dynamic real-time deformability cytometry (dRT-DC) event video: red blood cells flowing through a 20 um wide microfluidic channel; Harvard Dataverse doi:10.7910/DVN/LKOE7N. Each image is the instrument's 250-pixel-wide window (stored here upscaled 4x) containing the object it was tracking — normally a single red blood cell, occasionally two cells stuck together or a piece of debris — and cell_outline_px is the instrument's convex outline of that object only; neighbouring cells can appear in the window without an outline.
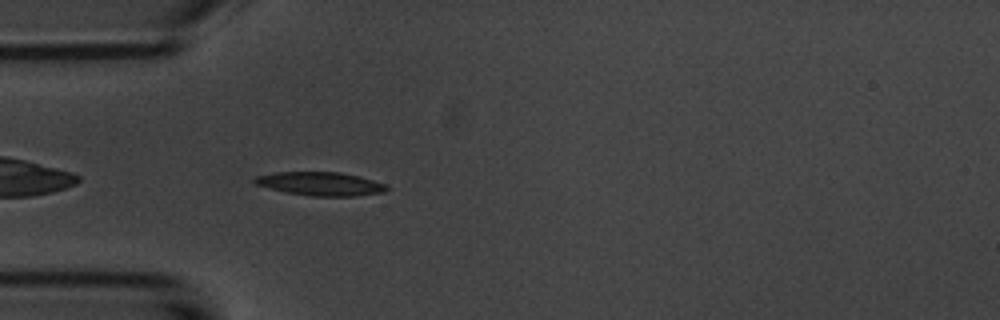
{"species": "common noctule bat (a hibernating species)", "species_latin": "Nyctalus noctula", "temperature_condition": "room temperature", "stored_images_in_passage": 37, "camera_frame_rate_fps": 3000, "um_per_image_px": 0.085, "animal": {"sex": "male", "body_mass_g": 20.1, "forearm_length_mm": 53.5}, "frame": {"image": 1, "passage_image": 3, "time_ms": 0.667, "image_size_px": [1000, 320], "cell_outline_px": [[388, 188], [384, 192], [356, 196], [312, 196], [288, 192], [256, 184], [252, 180], [256, 176], [276, 172], [340, 172], [360, 176], [388, 184]], "centroid_in_image_um": [27.31, 15.61], "position_along_channel_um": 57.7, "area_um2": 18.03}}
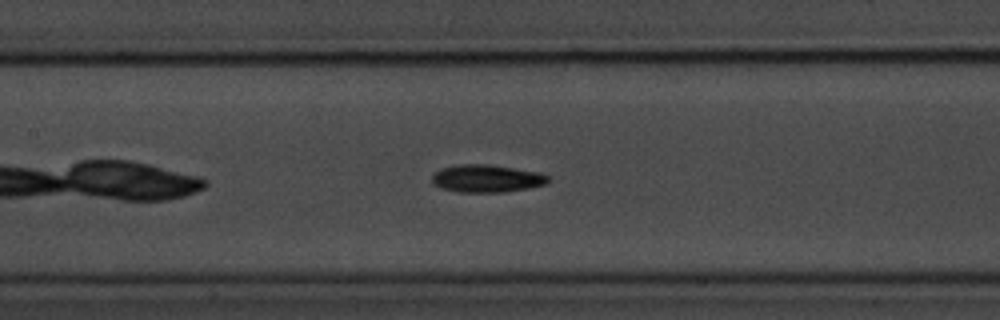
{"frame": {"image": 2, "passage_image": 12, "time_ms": 3.667, "image_size_px": [1000, 320], "cell_outline_px": [[552, 180], [548, 184], [528, 188], [504, 192], [456, 192], [440, 188], [432, 184], [432, 176], [440, 168], [460, 164], [488, 164], [536, 172], [548, 176]], "centroid_in_image_um": [41.35, 15.18], "position_along_channel_um": 166.0, "area_um2": 18.79}}
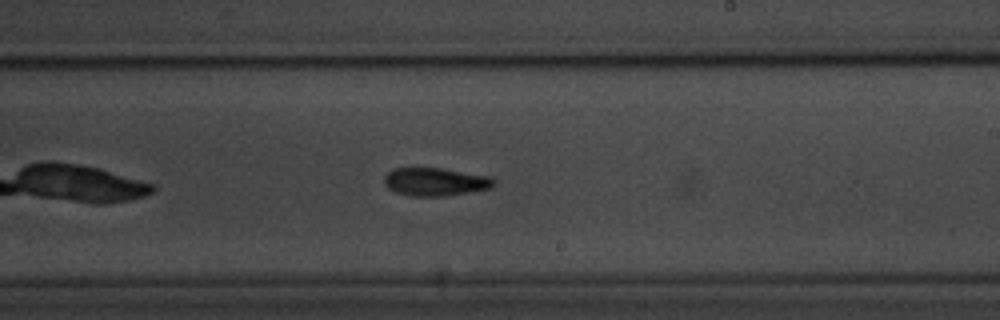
{"frame": {"image": 3, "passage_image": 19, "time_ms": 6.0, "image_size_px": [1000, 320], "cell_outline_px": [[496, 180], [492, 188], [444, 196], [412, 196], [396, 192], [388, 188], [384, 184], [384, 176], [392, 168], [440, 168], [488, 176]], "centroid_in_image_um": [36.97, 15.45], "position_along_channel_um": 252.0, "area_um2": 17.86}, "authors_computed_cell_mechanics": {"area_um2": 17.918, "velocity_mm_per_s": 3.6922, "shape_relaxation_time_tau1_ms": 2.2951, "shape_relaxation_time_tau2_ms": 8.5, "deformation_change_tau1": 0.1007, "deformation_change_tau2": 0.1714}}